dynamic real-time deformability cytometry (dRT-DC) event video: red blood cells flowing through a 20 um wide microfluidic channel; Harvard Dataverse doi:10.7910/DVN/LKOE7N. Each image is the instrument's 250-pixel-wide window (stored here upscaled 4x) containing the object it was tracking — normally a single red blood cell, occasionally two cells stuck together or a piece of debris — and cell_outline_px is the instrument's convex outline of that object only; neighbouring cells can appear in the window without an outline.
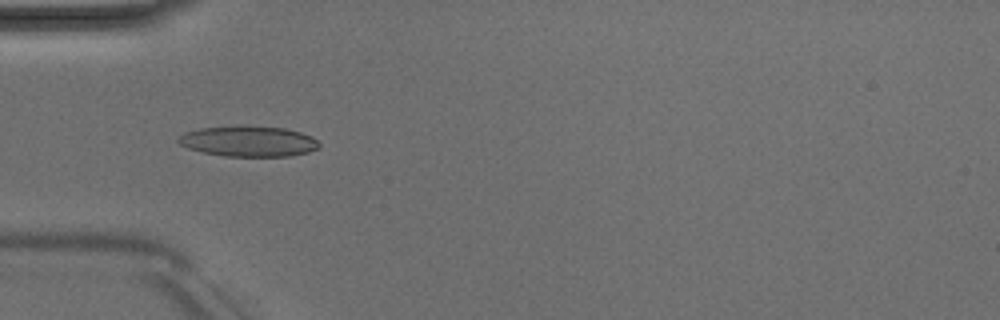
{"species": "Egyptian fruit bat (a non-hibernating species)", "species_latin": "Rousettus aegyptiacus", "temperature_condition": "room temperature", "stored_images_in_passage": 8, "camera_frame_rate_fps": 3000, "um_per_image_px": 0.085, "animal": {"sex": "male"}, "frame": {"image": 1, "passage_image": 6, "time_ms": 1.667, "image_size_px": [1000, 320], "cell_outline_px": [[320, 144], [316, 148], [308, 152], [288, 156], [224, 156], [204, 152], [188, 148], [180, 144], [176, 140], [184, 132], [200, 128], [284, 128], [300, 132], [312, 136]], "centroid_in_image_um": [21.12, 12.04], "position_along_channel_um": 63.9, "area_um2": 24.1}}